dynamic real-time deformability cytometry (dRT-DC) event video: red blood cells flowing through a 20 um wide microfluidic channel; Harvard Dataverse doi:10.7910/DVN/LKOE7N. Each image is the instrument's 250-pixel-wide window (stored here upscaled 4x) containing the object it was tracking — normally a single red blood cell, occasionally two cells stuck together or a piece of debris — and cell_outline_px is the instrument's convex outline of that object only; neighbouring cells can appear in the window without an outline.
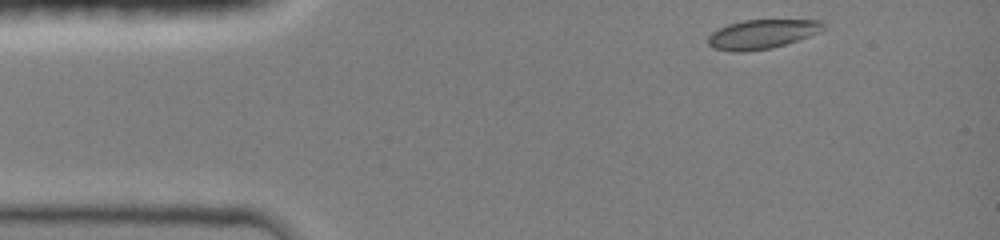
{"species": "common noctule bat (a hibernating species)", "species_latin": "Nyctalus noctula", "temperature_condition": "room temperature", "stored_images_in_passage": 25, "camera_frame_rate_fps": 3000, "um_per_image_px": 0.085, "animal": {"sex": "female", "body_mass_g": 19.0, "forearm_length_mm": 51.5}, "frame": {"image": 1, "passage_image": 1, "time_ms": 0.0, "image_size_px": [1000, 240], "cell_outline_px": [[828, 28], [820, 32], [772, 48], [744, 52], [732, 52], [712, 48], [708, 44], [708, 36], [712, 32], [728, 24], [744, 20], [820, 20]], "centroid_in_image_um": [64.76, 2.91], "position_along_channel_um": 20.2, "area_um2": 19.65}}
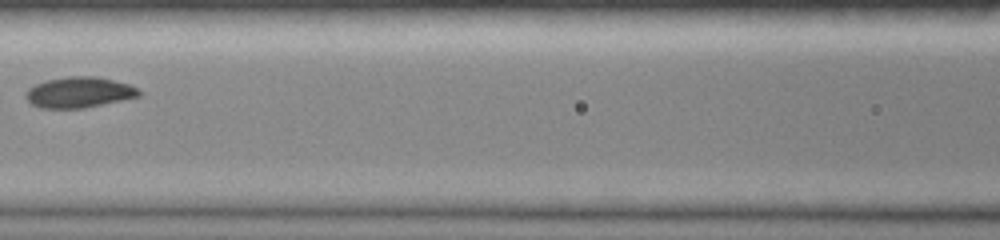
{"frame": {"image": 2, "passage_image": 11, "time_ms": 5.0, "image_size_px": [1000, 240], "cell_outline_px": [[140, 96], [84, 108], [40, 108], [32, 104], [24, 96], [28, 88], [44, 80], [68, 76], [96, 76], [128, 84], [140, 88]], "centroid_in_image_um": [6.71, 7.84], "position_along_channel_um": 159.9, "area_um2": 20.29}}
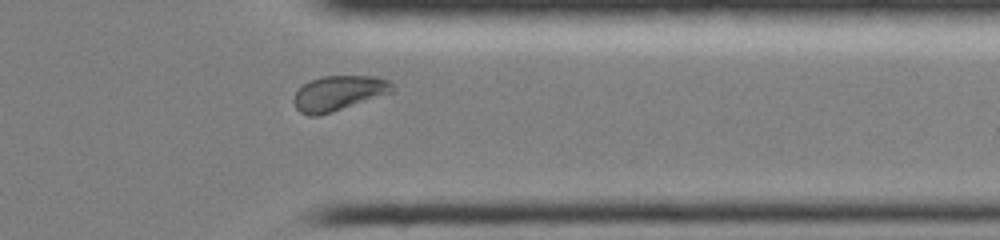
{"frame": {"image": 3, "passage_image": 22, "time_ms": 10.333, "image_size_px": [1000, 240], "cell_outline_px": [[392, 92], [332, 112], [316, 116], [308, 116], [300, 112], [296, 108], [292, 100], [296, 92], [308, 80], [324, 76], [376, 76], [392, 80]], "centroid_in_image_um": [28.76, 7.91], "position_along_channel_um": 382.6, "area_um2": 20.06}, "authors_computed_cell_mechanics": {"area_um2": 20.23, "velocity_mm_per_s": 4.1678, "shape_relaxation_time_tau1_ms": 3.9953, "shape_relaxation_time_tau2_ms": 3.2565, "deformation_change_tau1": 0.1238, "deformation_change_tau2": 0.0407}}